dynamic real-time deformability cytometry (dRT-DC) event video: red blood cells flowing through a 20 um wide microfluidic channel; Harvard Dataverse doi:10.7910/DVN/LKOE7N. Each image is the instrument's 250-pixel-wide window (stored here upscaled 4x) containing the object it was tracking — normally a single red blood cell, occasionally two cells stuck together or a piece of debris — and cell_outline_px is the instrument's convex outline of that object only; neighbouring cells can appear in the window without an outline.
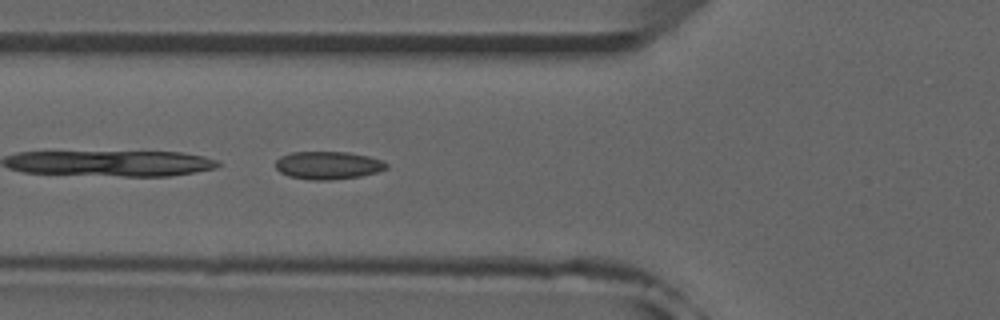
{"species": "common noctule bat (a hibernating species)", "species_latin": "Nyctalus noctula", "temperature_condition": "room temperature", "stored_images_in_passage": 18, "camera_frame_rate_fps": 3000, "um_per_image_px": 0.085, "animal": {"sex": "male", "forearm_length_mm": 52.5}, "frame": {"image": 1, "passage_image": 3, "time_ms": 0.667, "image_size_px": [1000, 320], "cell_outline_px": [[388, 168], [376, 172], [360, 176], [332, 180], [312, 180], [288, 176], [280, 172], [276, 168], [276, 160], [280, 156], [292, 152], [348, 152], [368, 156], [380, 160], [388, 164]], "centroid_in_image_um": [27.87, 14.05], "position_along_channel_um": 97.9, "area_um2": 17.98}}